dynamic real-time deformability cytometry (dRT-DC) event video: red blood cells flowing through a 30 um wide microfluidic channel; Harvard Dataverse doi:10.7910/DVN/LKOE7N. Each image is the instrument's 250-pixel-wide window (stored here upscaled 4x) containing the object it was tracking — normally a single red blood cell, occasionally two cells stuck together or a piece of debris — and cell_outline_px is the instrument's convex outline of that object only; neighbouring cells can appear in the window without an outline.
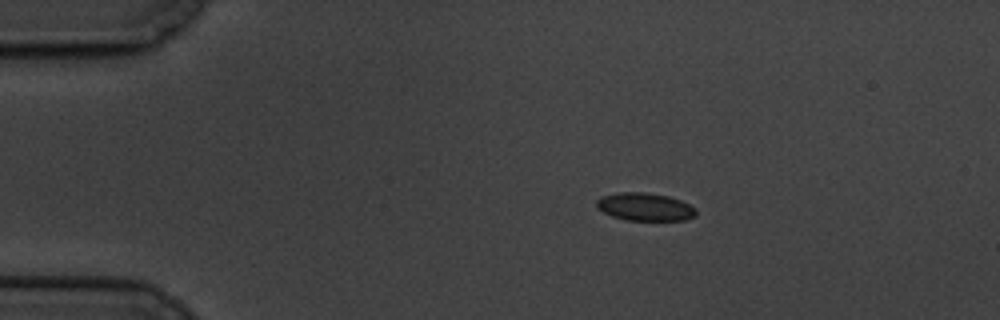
{"species": "common noctule bat (a hibernating species)", "species_latin": "Nyctalus noctula", "temperature_condition": "cold", "stored_images_in_passage": 5, "camera_frame_rate_fps": 3000, "um_per_image_px": 0.085, "animal": {"sex": "male", "body_mass_g": 19.5, "forearm_length_mm": 54.6}, "frame": {"image": 1, "passage_image": 3, "time_ms": 2.333, "image_size_px": [1000, 320], "cell_outline_px": [[696, 216], [684, 220], [628, 220], [612, 216], [596, 208], [596, 200], [600, 196], [620, 192], [644, 192], [668, 196], [680, 200], [696, 208]], "centroid_in_image_um": [54.8, 17.57], "position_along_channel_um": 30.2, "area_um2": 16.18}}